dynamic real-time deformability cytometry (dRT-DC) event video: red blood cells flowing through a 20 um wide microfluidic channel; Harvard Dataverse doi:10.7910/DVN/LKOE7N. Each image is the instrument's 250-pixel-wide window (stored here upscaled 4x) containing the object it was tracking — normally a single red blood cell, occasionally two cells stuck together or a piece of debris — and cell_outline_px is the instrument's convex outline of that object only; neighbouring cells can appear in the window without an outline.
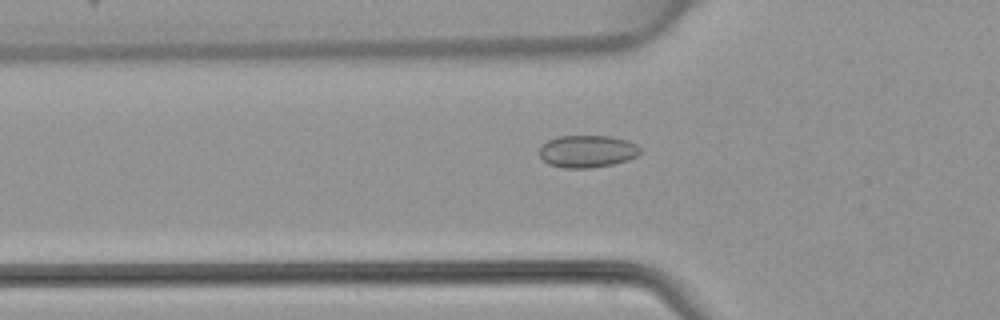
{"species": "common noctule bat (a hibernating species)", "species_latin": "Nyctalus noctula", "temperature_condition": "warm", "stored_images_in_passage": 48, "camera_frame_rate_fps": 3000, "um_per_image_px": 0.085, "animal": {"sex": "female", "body_mass_g": 22.7, "forearm_length_mm": 54.2}, "frame": {"image": 1, "passage_image": 16, "time_ms": 5.0, "image_size_px": [1000, 320], "cell_outline_px": [[640, 152], [636, 156], [628, 160], [612, 164], [592, 168], [564, 168], [548, 164], [540, 156], [540, 148], [548, 140], [556, 136], [612, 136], [628, 140], [636, 144], [640, 148]], "centroid_in_image_um": [49.93, 12.86], "position_along_channel_um": 75.9, "area_um2": 19.02}}
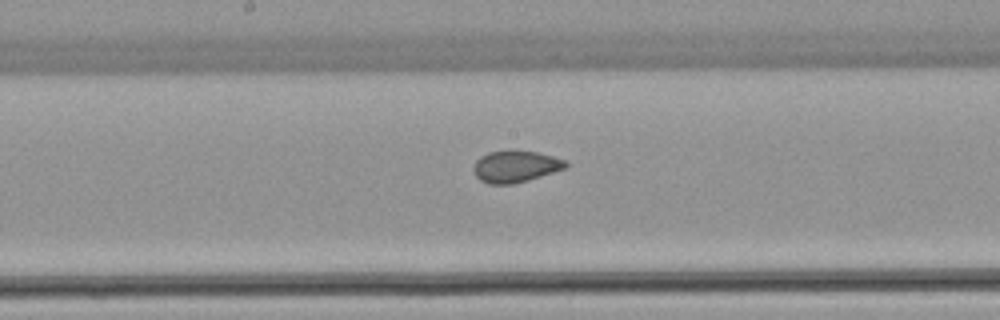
{"frame": {"image": 2, "passage_image": 25, "time_ms": 8.0, "image_size_px": [1000, 320], "cell_outline_px": [[568, 168], [528, 180], [512, 184], [488, 184], [480, 180], [476, 176], [472, 168], [476, 160], [480, 156], [488, 152], [508, 148], [536, 152], [568, 160]], "centroid_in_image_um": [43.82, 14.12], "position_along_channel_um": 204.4, "area_um2": 17.57}}
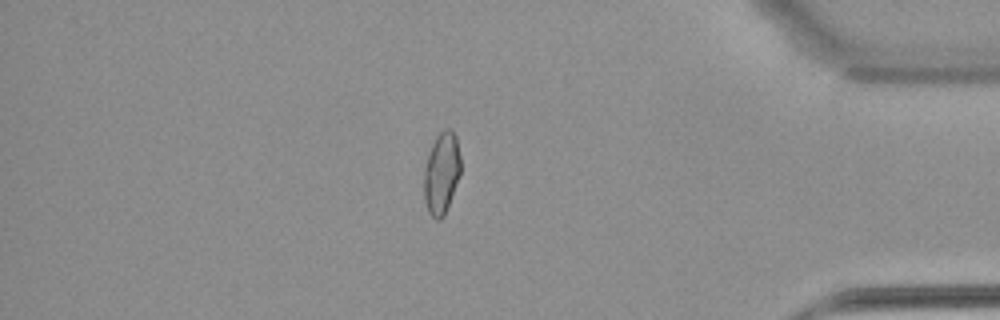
{"frame": {"image": 3, "passage_image": 41, "time_ms": 13.333, "image_size_px": [1000, 320], "cell_outline_px": [[460, 176], [444, 216], [440, 220], [436, 220], [428, 212], [424, 200], [424, 168], [432, 144], [436, 136], [440, 132], [448, 128], [452, 128], [456, 136], [460, 156]], "centroid_in_image_um": [37.53, 14.72], "position_along_channel_um": 397.7, "area_um2": 17.57}}